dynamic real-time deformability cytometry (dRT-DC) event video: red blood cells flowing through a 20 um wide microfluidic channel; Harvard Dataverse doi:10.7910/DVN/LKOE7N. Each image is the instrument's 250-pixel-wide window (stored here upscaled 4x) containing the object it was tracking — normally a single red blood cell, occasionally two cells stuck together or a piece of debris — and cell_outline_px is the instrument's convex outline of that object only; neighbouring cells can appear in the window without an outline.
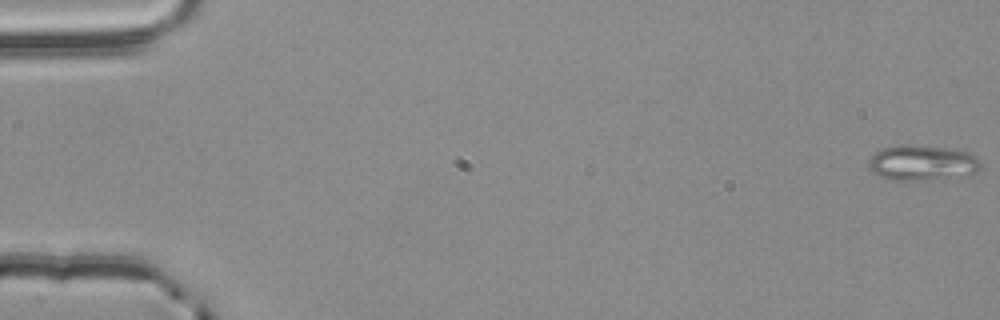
{"species": "common noctule bat (a hibernating species)", "species_latin": "Nyctalus noctula", "temperature_condition": "room temperature", "stored_images_in_passage": 4, "camera_frame_rate_fps": 3000, "um_per_image_px": 0.085, "animal": {"sex": "male", "body_mass_g": 20.4}, "frame": {"image": 1, "passage_image": 1, "time_ms": 0.0, "image_size_px": [1000, 320], "cell_outline_px": [[980, 168], [976, 172], [916, 180], [892, 180], [880, 176], [872, 172], [868, 164], [868, 160], [876, 152], [884, 148], [900, 144], [904, 144], [948, 148], [968, 152], [976, 156], [980, 160]], "centroid_in_image_um": [78.33, 13.81], "position_along_channel_um": 6.7, "area_um2": 22.48}}
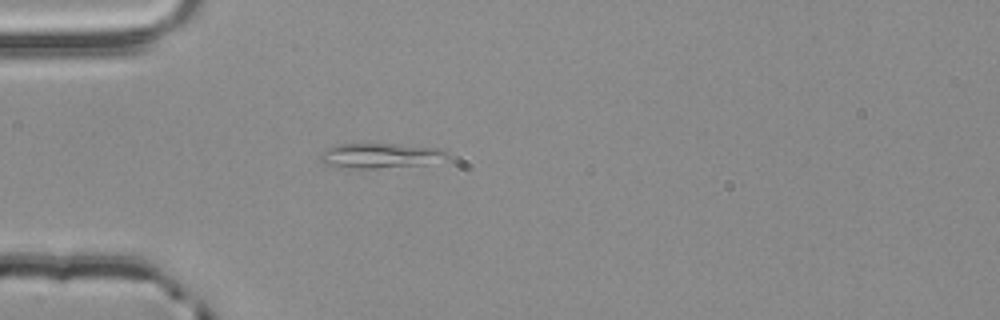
{"frame": {"image": 2, "passage_image": 4, "time_ms": 1.0, "image_size_px": [1000, 320], "cell_outline_px": [[452, 156], [448, 160], [424, 164], [376, 168], [344, 168], [324, 164], [316, 156], [320, 152], [328, 148], [340, 144], [396, 144], [440, 148], [448, 152]], "centroid_in_image_um": [32.35, 13.23], "position_along_channel_um": 52.6, "area_um2": 18.73}}